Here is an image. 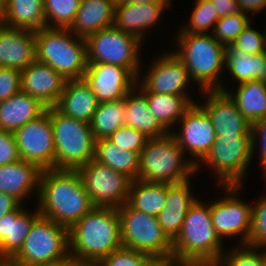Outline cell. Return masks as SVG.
Segmentation results:
<instances>
[{
	"label": "cell",
	"mask_w": 266,
	"mask_h": 266,
	"mask_svg": "<svg viewBox=\"0 0 266 266\" xmlns=\"http://www.w3.org/2000/svg\"><path fill=\"white\" fill-rule=\"evenodd\" d=\"M108 139L123 150L140 153L150 138L137 129L122 126Z\"/></svg>",
	"instance_id": "cell-43"
},
{
	"label": "cell",
	"mask_w": 266,
	"mask_h": 266,
	"mask_svg": "<svg viewBox=\"0 0 266 266\" xmlns=\"http://www.w3.org/2000/svg\"><path fill=\"white\" fill-rule=\"evenodd\" d=\"M0 266H11L10 258L0 254Z\"/></svg>",
	"instance_id": "cell-52"
},
{
	"label": "cell",
	"mask_w": 266,
	"mask_h": 266,
	"mask_svg": "<svg viewBox=\"0 0 266 266\" xmlns=\"http://www.w3.org/2000/svg\"><path fill=\"white\" fill-rule=\"evenodd\" d=\"M137 179L146 182L178 184L195 180L196 167L186 157L174 136L151 138L139 154Z\"/></svg>",
	"instance_id": "cell-5"
},
{
	"label": "cell",
	"mask_w": 266,
	"mask_h": 266,
	"mask_svg": "<svg viewBox=\"0 0 266 266\" xmlns=\"http://www.w3.org/2000/svg\"><path fill=\"white\" fill-rule=\"evenodd\" d=\"M218 258L214 266H264V249L246 245H232Z\"/></svg>",
	"instance_id": "cell-38"
},
{
	"label": "cell",
	"mask_w": 266,
	"mask_h": 266,
	"mask_svg": "<svg viewBox=\"0 0 266 266\" xmlns=\"http://www.w3.org/2000/svg\"><path fill=\"white\" fill-rule=\"evenodd\" d=\"M0 22L8 27L38 31L45 27L43 0H7Z\"/></svg>",
	"instance_id": "cell-31"
},
{
	"label": "cell",
	"mask_w": 266,
	"mask_h": 266,
	"mask_svg": "<svg viewBox=\"0 0 266 266\" xmlns=\"http://www.w3.org/2000/svg\"><path fill=\"white\" fill-rule=\"evenodd\" d=\"M21 91V71L0 67V101H4Z\"/></svg>",
	"instance_id": "cell-44"
},
{
	"label": "cell",
	"mask_w": 266,
	"mask_h": 266,
	"mask_svg": "<svg viewBox=\"0 0 266 266\" xmlns=\"http://www.w3.org/2000/svg\"><path fill=\"white\" fill-rule=\"evenodd\" d=\"M124 101L126 108L124 126L137 129L150 139L169 133L149 110L146 94L137 85L127 93Z\"/></svg>",
	"instance_id": "cell-29"
},
{
	"label": "cell",
	"mask_w": 266,
	"mask_h": 266,
	"mask_svg": "<svg viewBox=\"0 0 266 266\" xmlns=\"http://www.w3.org/2000/svg\"><path fill=\"white\" fill-rule=\"evenodd\" d=\"M252 143V129L241 136H216L210 152L196 166V175L207 169L216 186H245L253 162Z\"/></svg>",
	"instance_id": "cell-7"
},
{
	"label": "cell",
	"mask_w": 266,
	"mask_h": 266,
	"mask_svg": "<svg viewBox=\"0 0 266 266\" xmlns=\"http://www.w3.org/2000/svg\"><path fill=\"white\" fill-rule=\"evenodd\" d=\"M252 80L266 83V52L254 55L245 54L233 44L227 45L222 91L226 92L228 87H233L234 84L238 85Z\"/></svg>",
	"instance_id": "cell-24"
},
{
	"label": "cell",
	"mask_w": 266,
	"mask_h": 266,
	"mask_svg": "<svg viewBox=\"0 0 266 266\" xmlns=\"http://www.w3.org/2000/svg\"><path fill=\"white\" fill-rule=\"evenodd\" d=\"M98 100L83 79L67 80L55 108L63 115L90 123Z\"/></svg>",
	"instance_id": "cell-27"
},
{
	"label": "cell",
	"mask_w": 266,
	"mask_h": 266,
	"mask_svg": "<svg viewBox=\"0 0 266 266\" xmlns=\"http://www.w3.org/2000/svg\"><path fill=\"white\" fill-rule=\"evenodd\" d=\"M156 262L148 254L121 247L101 259L95 266H153Z\"/></svg>",
	"instance_id": "cell-41"
},
{
	"label": "cell",
	"mask_w": 266,
	"mask_h": 266,
	"mask_svg": "<svg viewBox=\"0 0 266 266\" xmlns=\"http://www.w3.org/2000/svg\"><path fill=\"white\" fill-rule=\"evenodd\" d=\"M146 94L149 110L159 123L170 133L193 103L183 95L158 94L143 91Z\"/></svg>",
	"instance_id": "cell-33"
},
{
	"label": "cell",
	"mask_w": 266,
	"mask_h": 266,
	"mask_svg": "<svg viewBox=\"0 0 266 266\" xmlns=\"http://www.w3.org/2000/svg\"><path fill=\"white\" fill-rule=\"evenodd\" d=\"M20 160L16 139L13 132L0 129V166Z\"/></svg>",
	"instance_id": "cell-46"
},
{
	"label": "cell",
	"mask_w": 266,
	"mask_h": 266,
	"mask_svg": "<svg viewBox=\"0 0 266 266\" xmlns=\"http://www.w3.org/2000/svg\"><path fill=\"white\" fill-rule=\"evenodd\" d=\"M264 266H266V249H264Z\"/></svg>",
	"instance_id": "cell-57"
},
{
	"label": "cell",
	"mask_w": 266,
	"mask_h": 266,
	"mask_svg": "<svg viewBox=\"0 0 266 266\" xmlns=\"http://www.w3.org/2000/svg\"><path fill=\"white\" fill-rule=\"evenodd\" d=\"M189 179L178 184H167L166 202L163 209L157 216L163 232L173 242L179 235L187 212L190 207L201 197L194 194Z\"/></svg>",
	"instance_id": "cell-22"
},
{
	"label": "cell",
	"mask_w": 266,
	"mask_h": 266,
	"mask_svg": "<svg viewBox=\"0 0 266 266\" xmlns=\"http://www.w3.org/2000/svg\"><path fill=\"white\" fill-rule=\"evenodd\" d=\"M225 244L213 227L210 200L198 198L187 212L181 232L173 241L172 261L177 264L214 265L226 250Z\"/></svg>",
	"instance_id": "cell-3"
},
{
	"label": "cell",
	"mask_w": 266,
	"mask_h": 266,
	"mask_svg": "<svg viewBox=\"0 0 266 266\" xmlns=\"http://www.w3.org/2000/svg\"><path fill=\"white\" fill-rule=\"evenodd\" d=\"M139 154L119 148L108 138L95 140L94 160L124 173L132 180L138 177Z\"/></svg>",
	"instance_id": "cell-32"
},
{
	"label": "cell",
	"mask_w": 266,
	"mask_h": 266,
	"mask_svg": "<svg viewBox=\"0 0 266 266\" xmlns=\"http://www.w3.org/2000/svg\"><path fill=\"white\" fill-rule=\"evenodd\" d=\"M198 99L197 103L211 119L216 136H241L251 129V124L226 92L203 91Z\"/></svg>",
	"instance_id": "cell-18"
},
{
	"label": "cell",
	"mask_w": 266,
	"mask_h": 266,
	"mask_svg": "<svg viewBox=\"0 0 266 266\" xmlns=\"http://www.w3.org/2000/svg\"><path fill=\"white\" fill-rule=\"evenodd\" d=\"M189 21L185 20L177 27L176 33H212L218 19V13L210 0H195Z\"/></svg>",
	"instance_id": "cell-36"
},
{
	"label": "cell",
	"mask_w": 266,
	"mask_h": 266,
	"mask_svg": "<svg viewBox=\"0 0 266 266\" xmlns=\"http://www.w3.org/2000/svg\"><path fill=\"white\" fill-rule=\"evenodd\" d=\"M116 0H81L74 21L68 28L74 35L86 38L113 26Z\"/></svg>",
	"instance_id": "cell-26"
},
{
	"label": "cell",
	"mask_w": 266,
	"mask_h": 266,
	"mask_svg": "<svg viewBox=\"0 0 266 266\" xmlns=\"http://www.w3.org/2000/svg\"><path fill=\"white\" fill-rule=\"evenodd\" d=\"M215 6L218 13V19L224 18L227 15L240 13L237 0H210Z\"/></svg>",
	"instance_id": "cell-48"
},
{
	"label": "cell",
	"mask_w": 266,
	"mask_h": 266,
	"mask_svg": "<svg viewBox=\"0 0 266 266\" xmlns=\"http://www.w3.org/2000/svg\"><path fill=\"white\" fill-rule=\"evenodd\" d=\"M46 109L38 99L20 91L0 101V129L14 133L19 127L38 118Z\"/></svg>",
	"instance_id": "cell-28"
},
{
	"label": "cell",
	"mask_w": 266,
	"mask_h": 266,
	"mask_svg": "<svg viewBox=\"0 0 266 266\" xmlns=\"http://www.w3.org/2000/svg\"><path fill=\"white\" fill-rule=\"evenodd\" d=\"M240 11L250 18L255 17L263 10L266 13V0H237ZM252 15V16H251Z\"/></svg>",
	"instance_id": "cell-47"
},
{
	"label": "cell",
	"mask_w": 266,
	"mask_h": 266,
	"mask_svg": "<svg viewBox=\"0 0 266 266\" xmlns=\"http://www.w3.org/2000/svg\"><path fill=\"white\" fill-rule=\"evenodd\" d=\"M252 203V220L249 234L250 246L266 249V189Z\"/></svg>",
	"instance_id": "cell-40"
},
{
	"label": "cell",
	"mask_w": 266,
	"mask_h": 266,
	"mask_svg": "<svg viewBox=\"0 0 266 266\" xmlns=\"http://www.w3.org/2000/svg\"><path fill=\"white\" fill-rule=\"evenodd\" d=\"M251 21L252 18L242 12L227 15L216 22L212 35L217 42L227 46L235 41Z\"/></svg>",
	"instance_id": "cell-39"
},
{
	"label": "cell",
	"mask_w": 266,
	"mask_h": 266,
	"mask_svg": "<svg viewBox=\"0 0 266 266\" xmlns=\"http://www.w3.org/2000/svg\"><path fill=\"white\" fill-rule=\"evenodd\" d=\"M171 49L184 63L191 80L201 91H222L226 46L212 33H175Z\"/></svg>",
	"instance_id": "cell-4"
},
{
	"label": "cell",
	"mask_w": 266,
	"mask_h": 266,
	"mask_svg": "<svg viewBox=\"0 0 266 266\" xmlns=\"http://www.w3.org/2000/svg\"><path fill=\"white\" fill-rule=\"evenodd\" d=\"M29 207L20 205L13 212L0 218L1 255L11 259L23 246L33 222L41 215L37 205L31 210Z\"/></svg>",
	"instance_id": "cell-25"
},
{
	"label": "cell",
	"mask_w": 266,
	"mask_h": 266,
	"mask_svg": "<svg viewBox=\"0 0 266 266\" xmlns=\"http://www.w3.org/2000/svg\"><path fill=\"white\" fill-rule=\"evenodd\" d=\"M45 27L69 28L74 21L81 0H43Z\"/></svg>",
	"instance_id": "cell-37"
},
{
	"label": "cell",
	"mask_w": 266,
	"mask_h": 266,
	"mask_svg": "<svg viewBox=\"0 0 266 266\" xmlns=\"http://www.w3.org/2000/svg\"><path fill=\"white\" fill-rule=\"evenodd\" d=\"M21 204L9 194L0 192V218L16 210Z\"/></svg>",
	"instance_id": "cell-49"
},
{
	"label": "cell",
	"mask_w": 266,
	"mask_h": 266,
	"mask_svg": "<svg viewBox=\"0 0 266 266\" xmlns=\"http://www.w3.org/2000/svg\"><path fill=\"white\" fill-rule=\"evenodd\" d=\"M66 81L57 71L37 60L21 70V91L47 108L57 105Z\"/></svg>",
	"instance_id": "cell-20"
},
{
	"label": "cell",
	"mask_w": 266,
	"mask_h": 266,
	"mask_svg": "<svg viewBox=\"0 0 266 266\" xmlns=\"http://www.w3.org/2000/svg\"><path fill=\"white\" fill-rule=\"evenodd\" d=\"M55 145V169L77 170L94 159L95 139L90 123L49 107Z\"/></svg>",
	"instance_id": "cell-8"
},
{
	"label": "cell",
	"mask_w": 266,
	"mask_h": 266,
	"mask_svg": "<svg viewBox=\"0 0 266 266\" xmlns=\"http://www.w3.org/2000/svg\"><path fill=\"white\" fill-rule=\"evenodd\" d=\"M69 257L82 266H95L123 247L116 208L94 207L68 229Z\"/></svg>",
	"instance_id": "cell-2"
},
{
	"label": "cell",
	"mask_w": 266,
	"mask_h": 266,
	"mask_svg": "<svg viewBox=\"0 0 266 266\" xmlns=\"http://www.w3.org/2000/svg\"><path fill=\"white\" fill-rule=\"evenodd\" d=\"M153 266H170V261H157Z\"/></svg>",
	"instance_id": "cell-56"
},
{
	"label": "cell",
	"mask_w": 266,
	"mask_h": 266,
	"mask_svg": "<svg viewBox=\"0 0 266 266\" xmlns=\"http://www.w3.org/2000/svg\"><path fill=\"white\" fill-rule=\"evenodd\" d=\"M125 101L100 102L90 122L94 139L109 138L125 123Z\"/></svg>",
	"instance_id": "cell-35"
},
{
	"label": "cell",
	"mask_w": 266,
	"mask_h": 266,
	"mask_svg": "<svg viewBox=\"0 0 266 266\" xmlns=\"http://www.w3.org/2000/svg\"><path fill=\"white\" fill-rule=\"evenodd\" d=\"M69 258L68 228L40 215L11 265L44 266Z\"/></svg>",
	"instance_id": "cell-9"
},
{
	"label": "cell",
	"mask_w": 266,
	"mask_h": 266,
	"mask_svg": "<svg viewBox=\"0 0 266 266\" xmlns=\"http://www.w3.org/2000/svg\"><path fill=\"white\" fill-rule=\"evenodd\" d=\"M82 79L99 103L125 98L138 80L128 68L109 63H88Z\"/></svg>",
	"instance_id": "cell-17"
},
{
	"label": "cell",
	"mask_w": 266,
	"mask_h": 266,
	"mask_svg": "<svg viewBox=\"0 0 266 266\" xmlns=\"http://www.w3.org/2000/svg\"><path fill=\"white\" fill-rule=\"evenodd\" d=\"M14 136L20 159L41 170L55 168V145L49 108L38 118L19 127Z\"/></svg>",
	"instance_id": "cell-16"
},
{
	"label": "cell",
	"mask_w": 266,
	"mask_h": 266,
	"mask_svg": "<svg viewBox=\"0 0 266 266\" xmlns=\"http://www.w3.org/2000/svg\"><path fill=\"white\" fill-rule=\"evenodd\" d=\"M167 183L132 180L127 203L134 209L157 217L164 207Z\"/></svg>",
	"instance_id": "cell-34"
},
{
	"label": "cell",
	"mask_w": 266,
	"mask_h": 266,
	"mask_svg": "<svg viewBox=\"0 0 266 266\" xmlns=\"http://www.w3.org/2000/svg\"><path fill=\"white\" fill-rule=\"evenodd\" d=\"M36 205L39 213L68 229L95 206L77 170H42Z\"/></svg>",
	"instance_id": "cell-1"
},
{
	"label": "cell",
	"mask_w": 266,
	"mask_h": 266,
	"mask_svg": "<svg viewBox=\"0 0 266 266\" xmlns=\"http://www.w3.org/2000/svg\"><path fill=\"white\" fill-rule=\"evenodd\" d=\"M42 170L35 164L29 163L23 160H18L12 164L0 166V192L9 194L21 205L25 204L30 197L35 199L34 205H36L40 176Z\"/></svg>",
	"instance_id": "cell-21"
},
{
	"label": "cell",
	"mask_w": 266,
	"mask_h": 266,
	"mask_svg": "<svg viewBox=\"0 0 266 266\" xmlns=\"http://www.w3.org/2000/svg\"><path fill=\"white\" fill-rule=\"evenodd\" d=\"M254 22L251 21L232 43L245 54L254 55L266 52V27L261 31V29L252 27Z\"/></svg>",
	"instance_id": "cell-42"
},
{
	"label": "cell",
	"mask_w": 266,
	"mask_h": 266,
	"mask_svg": "<svg viewBox=\"0 0 266 266\" xmlns=\"http://www.w3.org/2000/svg\"><path fill=\"white\" fill-rule=\"evenodd\" d=\"M260 170H261V172H263L262 173V178H263V180L265 179V182H264V184H266V161L260 166ZM266 186V185H265Z\"/></svg>",
	"instance_id": "cell-54"
},
{
	"label": "cell",
	"mask_w": 266,
	"mask_h": 266,
	"mask_svg": "<svg viewBox=\"0 0 266 266\" xmlns=\"http://www.w3.org/2000/svg\"><path fill=\"white\" fill-rule=\"evenodd\" d=\"M200 266H214V265H202V264H200Z\"/></svg>",
	"instance_id": "cell-58"
},
{
	"label": "cell",
	"mask_w": 266,
	"mask_h": 266,
	"mask_svg": "<svg viewBox=\"0 0 266 266\" xmlns=\"http://www.w3.org/2000/svg\"><path fill=\"white\" fill-rule=\"evenodd\" d=\"M36 60L50 66L65 80L82 79L87 69L85 38L68 28L43 27L35 31Z\"/></svg>",
	"instance_id": "cell-6"
},
{
	"label": "cell",
	"mask_w": 266,
	"mask_h": 266,
	"mask_svg": "<svg viewBox=\"0 0 266 266\" xmlns=\"http://www.w3.org/2000/svg\"><path fill=\"white\" fill-rule=\"evenodd\" d=\"M36 60L35 31L0 22V67L24 70Z\"/></svg>",
	"instance_id": "cell-23"
},
{
	"label": "cell",
	"mask_w": 266,
	"mask_h": 266,
	"mask_svg": "<svg viewBox=\"0 0 266 266\" xmlns=\"http://www.w3.org/2000/svg\"><path fill=\"white\" fill-rule=\"evenodd\" d=\"M158 53L160 55L157 54L156 57H151L154 59H151L150 63L147 64L149 65L147 66L148 68H144L145 66L142 64L137 86L142 91H150L158 94L183 95L193 104L196 103V99L199 97L198 95H200L201 91L194 85L183 61L173 51L168 49L166 51L165 48ZM143 68L146 70L144 71ZM195 88L199 92L196 90L194 96L192 92H194Z\"/></svg>",
	"instance_id": "cell-13"
},
{
	"label": "cell",
	"mask_w": 266,
	"mask_h": 266,
	"mask_svg": "<svg viewBox=\"0 0 266 266\" xmlns=\"http://www.w3.org/2000/svg\"><path fill=\"white\" fill-rule=\"evenodd\" d=\"M95 207L119 208L128 200L132 179L94 159L77 169Z\"/></svg>",
	"instance_id": "cell-14"
},
{
	"label": "cell",
	"mask_w": 266,
	"mask_h": 266,
	"mask_svg": "<svg viewBox=\"0 0 266 266\" xmlns=\"http://www.w3.org/2000/svg\"><path fill=\"white\" fill-rule=\"evenodd\" d=\"M7 0H0V19L4 13Z\"/></svg>",
	"instance_id": "cell-53"
},
{
	"label": "cell",
	"mask_w": 266,
	"mask_h": 266,
	"mask_svg": "<svg viewBox=\"0 0 266 266\" xmlns=\"http://www.w3.org/2000/svg\"><path fill=\"white\" fill-rule=\"evenodd\" d=\"M170 133L195 167L210 152L216 140L211 119L197 102L186 111Z\"/></svg>",
	"instance_id": "cell-15"
},
{
	"label": "cell",
	"mask_w": 266,
	"mask_h": 266,
	"mask_svg": "<svg viewBox=\"0 0 266 266\" xmlns=\"http://www.w3.org/2000/svg\"><path fill=\"white\" fill-rule=\"evenodd\" d=\"M170 266H200V264H177L174 261H170Z\"/></svg>",
	"instance_id": "cell-55"
},
{
	"label": "cell",
	"mask_w": 266,
	"mask_h": 266,
	"mask_svg": "<svg viewBox=\"0 0 266 266\" xmlns=\"http://www.w3.org/2000/svg\"><path fill=\"white\" fill-rule=\"evenodd\" d=\"M11 266H21V265H11ZM44 266H82V265L78 263L76 260L69 257L61 262Z\"/></svg>",
	"instance_id": "cell-50"
},
{
	"label": "cell",
	"mask_w": 266,
	"mask_h": 266,
	"mask_svg": "<svg viewBox=\"0 0 266 266\" xmlns=\"http://www.w3.org/2000/svg\"><path fill=\"white\" fill-rule=\"evenodd\" d=\"M154 2H171L170 0H116V3L148 4Z\"/></svg>",
	"instance_id": "cell-51"
},
{
	"label": "cell",
	"mask_w": 266,
	"mask_h": 266,
	"mask_svg": "<svg viewBox=\"0 0 266 266\" xmlns=\"http://www.w3.org/2000/svg\"><path fill=\"white\" fill-rule=\"evenodd\" d=\"M220 195L210 201L213 227L220 239L226 243L229 238H237L234 245L249 244L252 220V204L242 200L241 185L215 186ZM218 197V198H217ZM214 200V201H213Z\"/></svg>",
	"instance_id": "cell-12"
},
{
	"label": "cell",
	"mask_w": 266,
	"mask_h": 266,
	"mask_svg": "<svg viewBox=\"0 0 266 266\" xmlns=\"http://www.w3.org/2000/svg\"><path fill=\"white\" fill-rule=\"evenodd\" d=\"M252 129V158H257V164L261 166L266 161V117L251 124ZM259 148V150H258ZM255 156V157H254Z\"/></svg>",
	"instance_id": "cell-45"
},
{
	"label": "cell",
	"mask_w": 266,
	"mask_h": 266,
	"mask_svg": "<svg viewBox=\"0 0 266 266\" xmlns=\"http://www.w3.org/2000/svg\"><path fill=\"white\" fill-rule=\"evenodd\" d=\"M117 210L123 247L148 254L155 261H172L173 242L163 232L157 217L136 210L127 202Z\"/></svg>",
	"instance_id": "cell-10"
},
{
	"label": "cell",
	"mask_w": 266,
	"mask_h": 266,
	"mask_svg": "<svg viewBox=\"0 0 266 266\" xmlns=\"http://www.w3.org/2000/svg\"><path fill=\"white\" fill-rule=\"evenodd\" d=\"M87 62L109 63L128 68L137 78L141 66L144 42L114 26L85 38ZM142 49V50H141Z\"/></svg>",
	"instance_id": "cell-11"
},
{
	"label": "cell",
	"mask_w": 266,
	"mask_h": 266,
	"mask_svg": "<svg viewBox=\"0 0 266 266\" xmlns=\"http://www.w3.org/2000/svg\"><path fill=\"white\" fill-rule=\"evenodd\" d=\"M226 93L250 124L266 117V83L247 81L228 88Z\"/></svg>",
	"instance_id": "cell-30"
},
{
	"label": "cell",
	"mask_w": 266,
	"mask_h": 266,
	"mask_svg": "<svg viewBox=\"0 0 266 266\" xmlns=\"http://www.w3.org/2000/svg\"><path fill=\"white\" fill-rule=\"evenodd\" d=\"M172 7H174L172 2L115 3L113 26L136 36L145 43V37L150 36V30L155 28L156 31L157 25L158 28L160 27L159 24L162 23L164 13Z\"/></svg>",
	"instance_id": "cell-19"
}]
</instances>
